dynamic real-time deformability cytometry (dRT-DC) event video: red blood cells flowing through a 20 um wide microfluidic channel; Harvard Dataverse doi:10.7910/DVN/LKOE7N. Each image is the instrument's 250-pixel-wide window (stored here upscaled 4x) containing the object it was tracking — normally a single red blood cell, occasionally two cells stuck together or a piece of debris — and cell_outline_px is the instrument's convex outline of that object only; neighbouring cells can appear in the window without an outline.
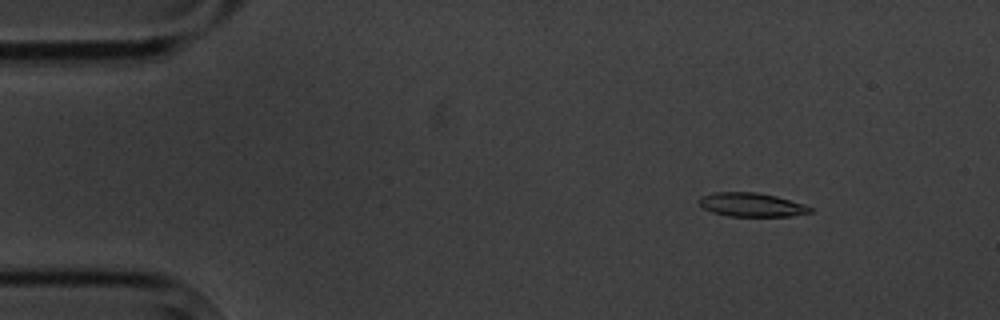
{"species": "common noctule bat (a hibernating species)", "species_latin": "Nyctalus noctula", "temperature_condition": "cold", "stored_images_in_passage": 6, "camera_frame_rate_fps": 3000, "um_per_image_px": 0.085, "animal": {"sex": "male", "body_mass_g": 20.1, "forearm_length_mm": 53.5}, "frame": {"image": 1, "passage_image": 2, "time_ms": 1.333, "image_size_px": [1000, 320], "cell_outline_px": [[812, 212], [792, 216], [728, 216], [712, 212], [704, 208], [696, 200], [700, 196], [712, 192], [756, 192], [776, 196], [804, 204], [812, 208]], "centroid_in_image_um": [63.85, 17.4], "position_along_channel_um": 21.2, "area_um2": 15.49}}
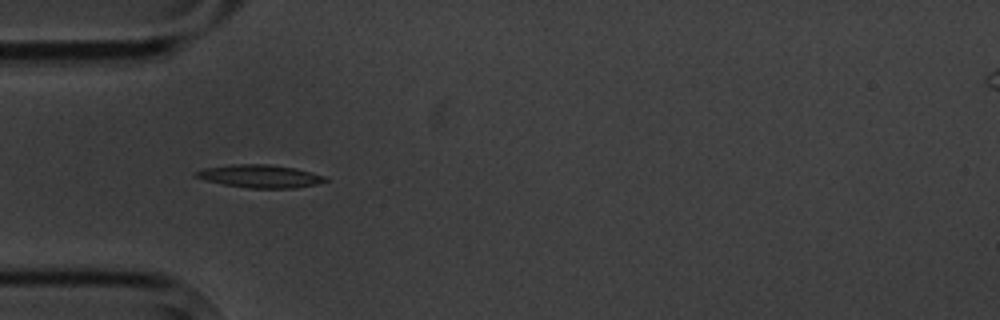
{"frame": {"image": 2, "passage_image": 5, "time_ms": 4.667, "image_size_px": [1000, 320], "cell_outline_px": [[328, 180], [316, 184], [292, 188], [248, 188], [224, 184], [204, 180], [192, 176], [192, 172], [204, 168], [232, 164], [268, 164], [296, 168], [328, 176]], "centroid_in_image_um": [22.08, 14.97], "position_along_channel_um": 62.9, "area_um2": 17.46}}
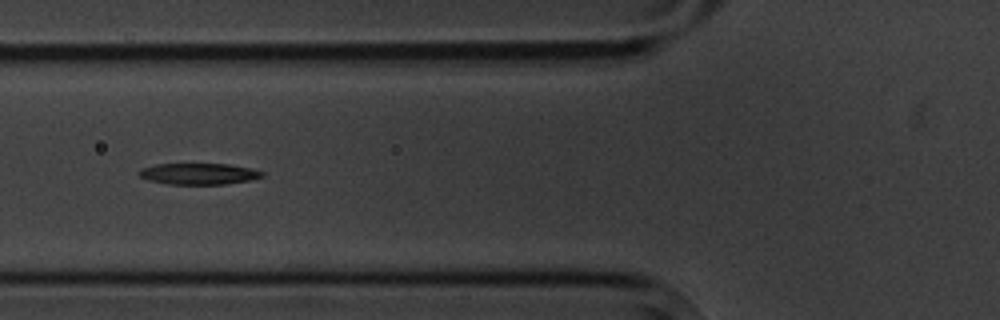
{"frame": {"image": 3, "passage_image": 6, "time_ms": 6.0, "image_size_px": [1000, 320], "cell_outline_px": [[264, 176], [248, 180], [224, 184], [168, 184], [148, 180], [140, 176], [136, 172], [140, 168], [156, 164], [228, 164], [252, 168], [264, 172]], "centroid_in_image_um": [16.86, 14.77], "position_along_channel_um": 108.9, "area_um2": 15.26}}